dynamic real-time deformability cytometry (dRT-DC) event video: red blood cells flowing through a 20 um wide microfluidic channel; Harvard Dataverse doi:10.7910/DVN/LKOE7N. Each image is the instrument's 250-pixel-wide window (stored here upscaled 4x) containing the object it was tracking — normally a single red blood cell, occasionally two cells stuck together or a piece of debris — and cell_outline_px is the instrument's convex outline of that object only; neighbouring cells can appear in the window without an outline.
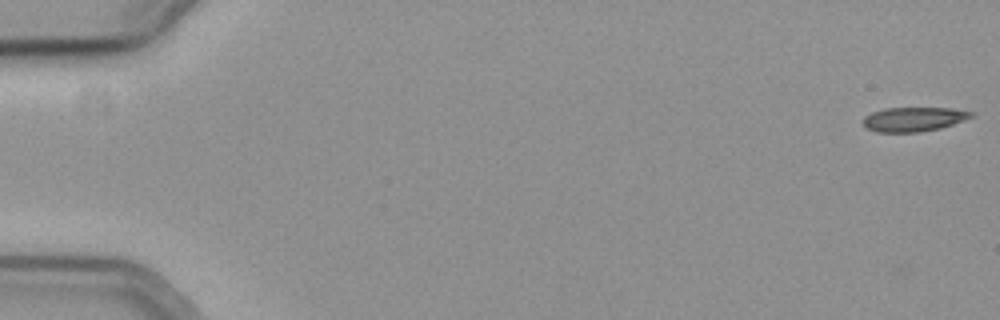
{"species": "common noctule bat (a hibernating species)", "species_latin": "Nyctalus noctula", "temperature_condition": "cold", "stored_images_in_passage": 57, "camera_frame_rate_fps": 3000, "um_per_image_px": 0.085, "animal": {"sex": "female", "body_mass_g": 19.3, "forearm_length_mm": 54.1}, "frame": {"image": 1, "passage_image": 1, "time_ms": 0.0, "image_size_px": [1000, 320], "cell_outline_px": [[976, 116], [940, 128], [920, 132], [876, 132], [868, 128], [860, 120], [864, 116], [872, 112], [884, 108], [952, 108], [972, 112]], "centroid_in_image_um": [77.65, 10.13], "position_along_channel_um": 7.4, "area_um2": 15.37}}
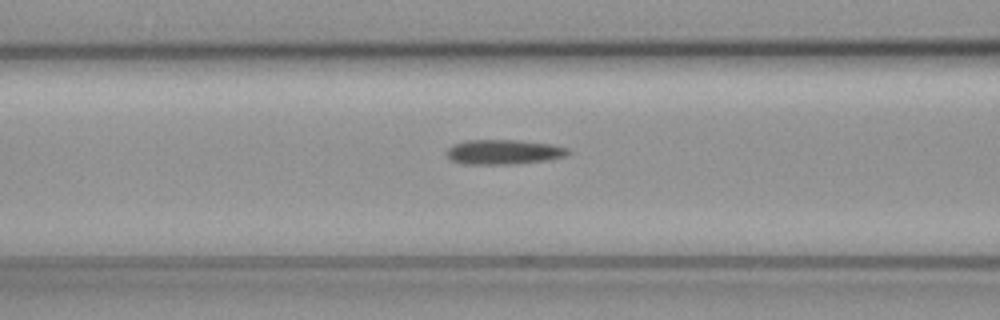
{"frame": {"image": 2, "passage_image": 24, "time_ms": 7.667, "image_size_px": [1000, 320], "cell_outline_px": [[572, 152], [564, 156], [544, 160], [508, 164], [460, 164], [452, 160], [444, 152], [452, 144], [464, 140], [520, 140], [552, 144], [568, 148]], "centroid_in_image_um": [42.76, 12.9], "position_along_channel_um": 123.8, "area_um2": 17.57}}
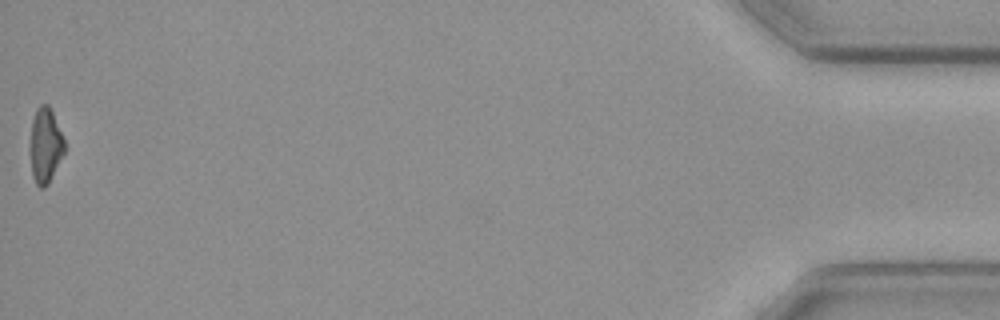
{"frame": {"image": 3, "passage_image": 57, "time_ms": 18.667, "image_size_px": [1000, 320], "cell_outline_px": [[64, 152], [48, 184], [44, 188], [40, 188], [36, 184], [32, 176], [28, 148], [32, 120], [36, 108], [40, 104], [48, 104], [52, 112], [64, 140]], "centroid_in_image_um": [3.8, 12.37], "position_along_channel_um": 431.4, "area_um2": 15.2}, "authors_computed_cell_mechanics": {"area_um2": 16.473, "velocity_mm_per_s": 3.7166, "shape_relaxation_time_tau1_ms": 3.127, "shape_relaxation_time_tau2_ms": null, "deformation_change_tau1": 0.1109, "deformation_change_tau2": null}}